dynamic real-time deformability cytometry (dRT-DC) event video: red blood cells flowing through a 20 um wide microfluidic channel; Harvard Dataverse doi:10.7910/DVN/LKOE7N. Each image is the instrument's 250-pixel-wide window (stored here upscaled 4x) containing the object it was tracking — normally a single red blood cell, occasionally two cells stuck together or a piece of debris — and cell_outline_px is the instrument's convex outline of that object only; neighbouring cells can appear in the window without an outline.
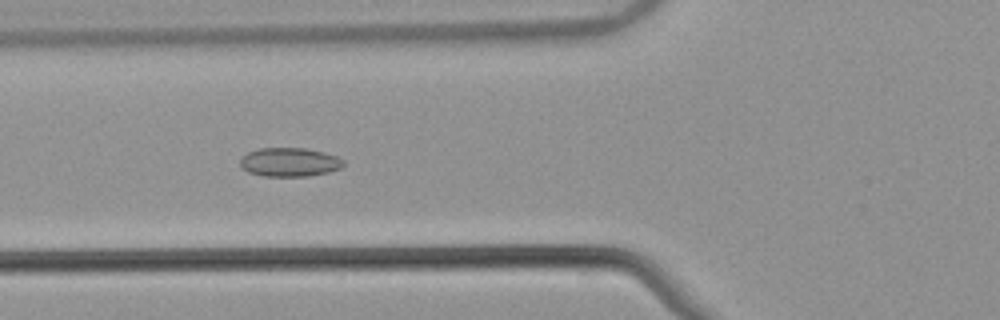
{"species": "common noctule bat (a hibernating species)", "species_latin": "Nyctalus noctula", "temperature_condition": "warm", "stored_images_in_passage": 55, "camera_frame_rate_fps": 3000, "um_per_image_px": 0.085, "animal": {"sex": "male", "body_mass_g": 21.5, "forearm_length_mm": 52.0}, "frame": {"image": 1, "passage_image": 22, "time_ms": 7.0, "image_size_px": [1000, 320], "cell_outline_px": [[344, 164], [340, 168], [328, 172], [308, 176], [264, 176], [248, 172], [240, 168], [240, 160], [248, 152], [260, 148], [308, 148], [324, 152], [336, 156], [344, 160]], "centroid_in_image_um": [24.6, 13.78], "position_along_channel_um": 101.2, "area_um2": 17.4}}
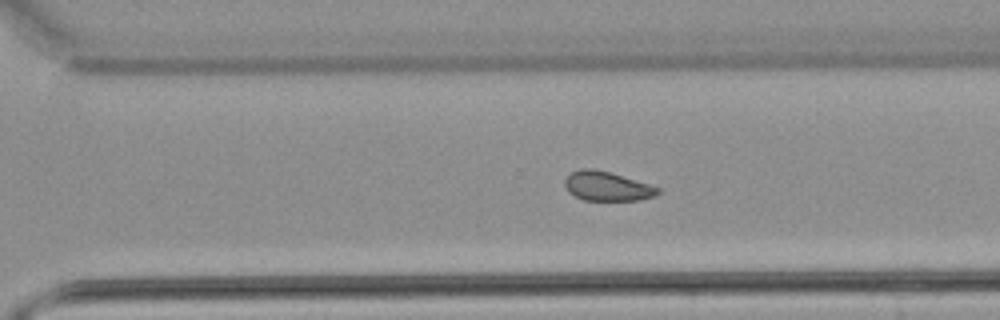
{"frame": {"image": 2, "passage_image": 39, "time_ms": 12.667, "image_size_px": [1000, 320], "cell_outline_px": [[660, 192], [656, 196], [640, 200], [584, 200], [568, 192], [564, 184], [564, 180], [572, 172], [580, 168], [592, 168], [612, 172], [660, 188]], "centroid_in_image_um": [51.6, 15.82], "position_along_channel_um": 319.0, "area_um2": 15.95}}
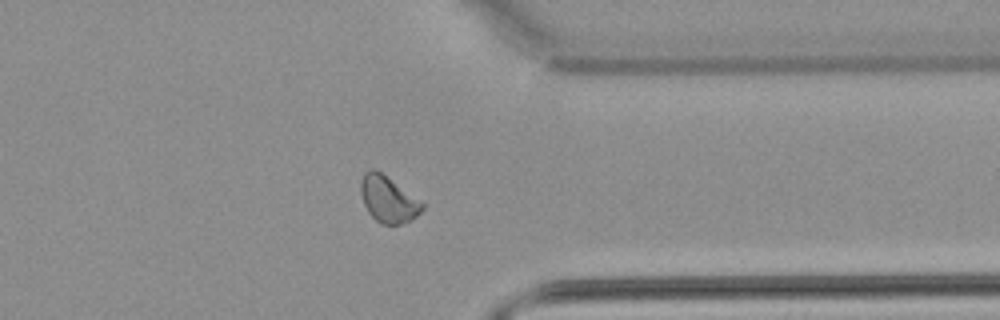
{"frame": {"image": 3, "passage_image": 44, "time_ms": 14.333, "image_size_px": [1000, 320], "cell_outline_px": [[424, 208], [412, 220], [400, 224], [380, 224], [368, 212], [364, 204], [360, 192], [360, 180], [364, 172], [372, 168], [376, 168], [424, 204]], "centroid_in_image_um": [32.95, 16.93], "position_along_channel_um": 378.4, "area_um2": 16.53}, "authors_computed_cell_mechanics": {"area_um2": 17.1666, "velocity_mm_per_s": 3.8426, "shape_relaxation_time_tau1_ms": null, "shape_relaxation_time_tau2_ms": 3.1421, "deformation_change_tau1": null, "deformation_change_tau2": 0.0747}}